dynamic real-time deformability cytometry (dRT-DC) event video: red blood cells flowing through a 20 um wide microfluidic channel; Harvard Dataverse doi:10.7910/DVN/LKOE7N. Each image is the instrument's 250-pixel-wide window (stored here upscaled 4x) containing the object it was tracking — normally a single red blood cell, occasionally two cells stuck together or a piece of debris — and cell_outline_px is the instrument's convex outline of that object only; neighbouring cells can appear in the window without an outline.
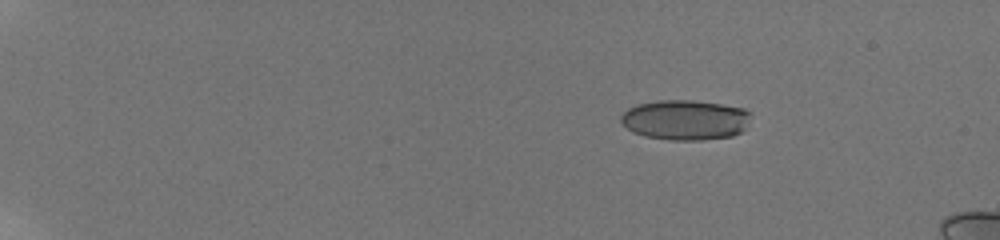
{"species": "human", "species_latin": "Homo sapiens", "temperature_condition": "room temperature", "stored_images_in_passage": 48, "camera_frame_rate_fps": 3000, "um_per_image_px": 0.085, "donor": {"sex": "male"}, "frame": {"image": 1, "passage_image": 1, "time_ms": 0.0, "image_size_px": [1000, 240], "cell_outline_px": [[748, 116], [744, 128], [740, 132], [732, 136], [704, 140], [668, 140], [644, 136], [632, 132], [620, 120], [620, 116], [628, 108], [636, 104], [656, 100], [692, 100], [720, 104], [744, 108], [748, 112]], "centroid_in_image_um": [58.18, 10.19], "position_along_channel_um": 26.8, "area_um2": 30.29}}
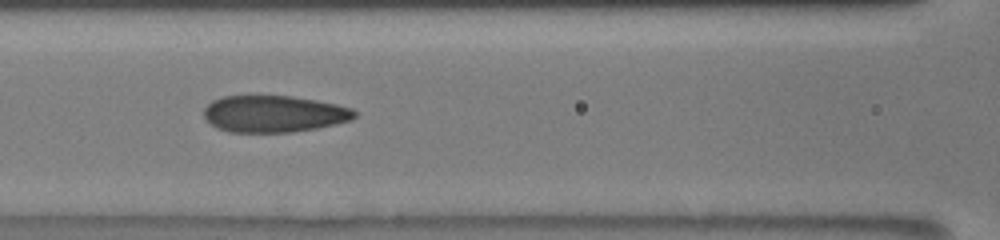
{"frame": {"image": 2, "passage_image": 21, "time_ms": 6.667, "image_size_px": [1000, 240], "cell_outline_px": [[356, 116], [352, 120], [336, 124], [316, 128], [292, 132], [228, 132], [216, 128], [204, 120], [204, 108], [212, 100], [224, 96], [292, 96], [316, 100], [336, 104], [352, 108], [356, 112]], "centroid_in_image_um": [23.26, 9.68], "position_along_channel_um": 143.3, "area_um2": 32.48}}
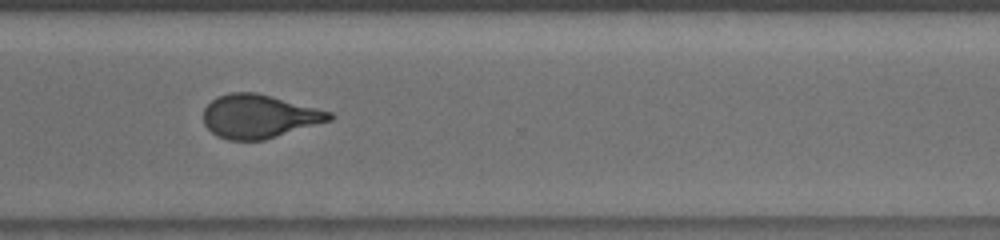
{"frame": {"image": 3, "passage_image": 37, "time_ms": 12.0, "image_size_px": [1000, 240], "cell_outline_px": [[336, 116], [332, 120], [264, 140], [228, 140], [216, 136], [204, 124], [204, 108], [216, 96], [228, 92], [256, 92], [272, 96], [332, 112]], "centroid_in_image_um": [22.02, 9.88], "position_along_channel_um": 348.6, "area_um2": 32.08}, "authors_computed_cell_mechanics": {"area_um2": 32.4547, "velocity_mm_per_s": 3.8574, "shape_relaxation_time_tau1_ms": 8.8312, "shape_relaxation_time_tau2_ms": 1.0541, "deformation_change_tau1": 0.2298, "deformation_change_tau2": 0.0877}}